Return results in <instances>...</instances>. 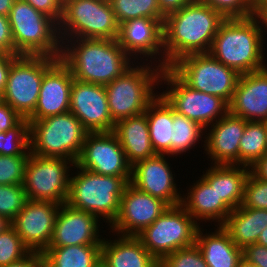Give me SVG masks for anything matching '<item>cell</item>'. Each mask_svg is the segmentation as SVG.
Listing matches in <instances>:
<instances>
[{
	"label": "cell",
	"mask_w": 267,
	"mask_h": 267,
	"mask_svg": "<svg viewBox=\"0 0 267 267\" xmlns=\"http://www.w3.org/2000/svg\"><path fill=\"white\" fill-rule=\"evenodd\" d=\"M226 18L202 0H192L165 16V68L190 54L208 53L220 25Z\"/></svg>",
	"instance_id": "cell-1"
},
{
	"label": "cell",
	"mask_w": 267,
	"mask_h": 267,
	"mask_svg": "<svg viewBox=\"0 0 267 267\" xmlns=\"http://www.w3.org/2000/svg\"><path fill=\"white\" fill-rule=\"evenodd\" d=\"M60 40V60L79 81L106 85L134 63L117 39Z\"/></svg>",
	"instance_id": "cell-2"
},
{
	"label": "cell",
	"mask_w": 267,
	"mask_h": 267,
	"mask_svg": "<svg viewBox=\"0 0 267 267\" xmlns=\"http://www.w3.org/2000/svg\"><path fill=\"white\" fill-rule=\"evenodd\" d=\"M265 50L260 22L253 15L246 18H226L208 53L243 75L267 67Z\"/></svg>",
	"instance_id": "cell-3"
},
{
	"label": "cell",
	"mask_w": 267,
	"mask_h": 267,
	"mask_svg": "<svg viewBox=\"0 0 267 267\" xmlns=\"http://www.w3.org/2000/svg\"><path fill=\"white\" fill-rule=\"evenodd\" d=\"M162 69L154 63L143 61L136 65L134 62L119 77L104 85L109 112L115 123L147 110L149 104L160 94L155 90L159 89Z\"/></svg>",
	"instance_id": "cell-4"
},
{
	"label": "cell",
	"mask_w": 267,
	"mask_h": 267,
	"mask_svg": "<svg viewBox=\"0 0 267 267\" xmlns=\"http://www.w3.org/2000/svg\"><path fill=\"white\" fill-rule=\"evenodd\" d=\"M74 169L77 173L70 177L66 203L97 216L110 226L119 213L120 199L129 182L124 177L96 174L76 164Z\"/></svg>",
	"instance_id": "cell-5"
},
{
	"label": "cell",
	"mask_w": 267,
	"mask_h": 267,
	"mask_svg": "<svg viewBox=\"0 0 267 267\" xmlns=\"http://www.w3.org/2000/svg\"><path fill=\"white\" fill-rule=\"evenodd\" d=\"M14 55L61 56L58 24L24 0H14L8 15Z\"/></svg>",
	"instance_id": "cell-6"
},
{
	"label": "cell",
	"mask_w": 267,
	"mask_h": 267,
	"mask_svg": "<svg viewBox=\"0 0 267 267\" xmlns=\"http://www.w3.org/2000/svg\"><path fill=\"white\" fill-rule=\"evenodd\" d=\"M88 131L70 111L29 121L30 153L76 163Z\"/></svg>",
	"instance_id": "cell-7"
},
{
	"label": "cell",
	"mask_w": 267,
	"mask_h": 267,
	"mask_svg": "<svg viewBox=\"0 0 267 267\" xmlns=\"http://www.w3.org/2000/svg\"><path fill=\"white\" fill-rule=\"evenodd\" d=\"M60 39H117L119 25L109 0H63Z\"/></svg>",
	"instance_id": "cell-8"
},
{
	"label": "cell",
	"mask_w": 267,
	"mask_h": 267,
	"mask_svg": "<svg viewBox=\"0 0 267 267\" xmlns=\"http://www.w3.org/2000/svg\"><path fill=\"white\" fill-rule=\"evenodd\" d=\"M200 226L182 205H177L168 207L136 237L157 260H161L169 253L194 245Z\"/></svg>",
	"instance_id": "cell-9"
},
{
	"label": "cell",
	"mask_w": 267,
	"mask_h": 267,
	"mask_svg": "<svg viewBox=\"0 0 267 267\" xmlns=\"http://www.w3.org/2000/svg\"><path fill=\"white\" fill-rule=\"evenodd\" d=\"M58 59L43 55H19L10 66L3 101L27 119L36 108L44 73Z\"/></svg>",
	"instance_id": "cell-10"
},
{
	"label": "cell",
	"mask_w": 267,
	"mask_h": 267,
	"mask_svg": "<svg viewBox=\"0 0 267 267\" xmlns=\"http://www.w3.org/2000/svg\"><path fill=\"white\" fill-rule=\"evenodd\" d=\"M170 68L192 89L220 97L227 104L240 76L209 53L186 55Z\"/></svg>",
	"instance_id": "cell-11"
},
{
	"label": "cell",
	"mask_w": 267,
	"mask_h": 267,
	"mask_svg": "<svg viewBox=\"0 0 267 267\" xmlns=\"http://www.w3.org/2000/svg\"><path fill=\"white\" fill-rule=\"evenodd\" d=\"M163 83L167 89L160 94L174 111L205 129L228 112V104L222 98L192 89L171 68L162 69L160 87Z\"/></svg>",
	"instance_id": "cell-12"
},
{
	"label": "cell",
	"mask_w": 267,
	"mask_h": 267,
	"mask_svg": "<svg viewBox=\"0 0 267 267\" xmlns=\"http://www.w3.org/2000/svg\"><path fill=\"white\" fill-rule=\"evenodd\" d=\"M74 166L75 162L71 160L30 153L23 182L28 200L51 201L60 205L66 203L73 174L70 171Z\"/></svg>",
	"instance_id": "cell-13"
},
{
	"label": "cell",
	"mask_w": 267,
	"mask_h": 267,
	"mask_svg": "<svg viewBox=\"0 0 267 267\" xmlns=\"http://www.w3.org/2000/svg\"><path fill=\"white\" fill-rule=\"evenodd\" d=\"M75 164L96 174L124 177L129 183L131 181L132 166L113 131L88 132Z\"/></svg>",
	"instance_id": "cell-14"
},
{
	"label": "cell",
	"mask_w": 267,
	"mask_h": 267,
	"mask_svg": "<svg viewBox=\"0 0 267 267\" xmlns=\"http://www.w3.org/2000/svg\"><path fill=\"white\" fill-rule=\"evenodd\" d=\"M164 20L141 17L119 25L117 41L134 62L149 61L165 68Z\"/></svg>",
	"instance_id": "cell-15"
},
{
	"label": "cell",
	"mask_w": 267,
	"mask_h": 267,
	"mask_svg": "<svg viewBox=\"0 0 267 267\" xmlns=\"http://www.w3.org/2000/svg\"><path fill=\"white\" fill-rule=\"evenodd\" d=\"M169 206L162 200L136 189L130 183L120 199L119 213L108 227L116 235L136 236L151 225Z\"/></svg>",
	"instance_id": "cell-16"
},
{
	"label": "cell",
	"mask_w": 267,
	"mask_h": 267,
	"mask_svg": "<svg viewBox=\"0 0 267 267\" xmlns=\"http://www.w3.org/2000/svg\"><path fill=\"white\" fill-rule=\"evenodd\" d=\"M167 156L156 154L135 163L131 168L130 184L172 207L182 204V192L177 188Z\"/></svg>",
	"instance_id": "cell-17"
},
{
	"label": "cell",
	"mask_w": 267,
	"mask_h": 267,
	"mask_svg": "<svg viewBox=\"0 0 267 267\" xmlns=\"http://www.w3.org/2000/svg\"><path fill=\"white\" fill-rule=\"evenodd\" d=\"M60 204L28 200L11 221L12 227L31 252L43 253L49 246Z\"/></svg>",
	"instance_id": "cell-18"
},
{
	"label": "cell",
	"mask_w": 267,
	"mask_h": 267,
	"mask_svg": "<svg viewBox=\"0 0 267 267\" xmlns=\"http://www.w3.org/2000/svg\"><path fill=\"white\" fill-rule=\"evenodd\" d=\"M88 132H111L112 120L104 85L74 79L70 91V110Z\"/></svg>",
	"instance_id": "cell-19"
},
{
	"label": "cell",
	"mask_w": 267,
	"mask_h": 267,
	"mask_svg": "<svg viewBox=\"0 0 267 267\" xmlns=\"http://www.w3.org/2000/svg\"><path fill=\"white\" fill-rule=\"evenodd\" d=\"M89 212L61 204L56 216L54 231L48 247L69 245H102L100 235L102 220Z\"/></svg>",
	"instance_id": "cell-20"
},
{
	"label": "cell",
	"mask_w": 267,
	"mask_h": 267,
	"mask_svg": "<svg viewBox=\"0 0 267 267\" xmlns=\"http://www.w3.org/2000/svg\"><path fill=\"white\" fill-rule=\"evenodd\" d=\"M246 123L242 117L227 112L205 129L202 148L211 164L239 165V145Z\"/></svg>",
	"instance_id": "cell-21"
},
{
	"label": "cell",
	"mask_w": 267,
	"mask_h": 267,
	"mask_svg": "<svg viewBox=\"0 0 267 267\" xmlns=\"http://www.w3.org/2000/svg\"><path fill=\"white\" fill-rule=\"evenodd\" d=\"M73 81L69 68L58 59L44 73L36 108L27 120L36 121L69 112Z\"/></svg>",
	"instance_id": "cell-22"
},
{
	"label": "cell",
	"mask_w": 267,
	"mask_h": 267,
	"mask_svg": "<svg viewBox=\"0 0 267 267\" xmlns=\"http://www.w3.org/2000/svg\"><path fill=\"white\" fill-rule=\"evenodd\" d=\"M228 112L247 121H267V67L239 76Z\"/></svg>",
	"instance_id": "cell-23"
},
{
	"label": "cell",
	"mask_w": 267,
	"mask_h": 267,
	"mask_svg": "<svg viewBox=\"0 0 267 267\" xmlns=\"http://www.w3.org/2000/svg\"><path fill=\"white\" fill-rule=\"evenodd\" d=\"M193 185L188 187L187 195H182V206L193 217L202 224L215 222L222 225L231 213V209L222 201L213 188L202 176L198 177ZM212 220V221H211Z\"/></svg>",
	"instance_id": "cell-24"
},
{
	"label": "cell",
	"mask_w": 267,
	"mask_h": 267,
	"mask_svg": "<svg viewBox=\"0 0 267 267\" xmlns=\"http://www.w3.org/2000/svg\"><path fill=\"white\" fill-rule=\"evenodd\" d=\"M113 132L117 136L131 166L138 161L156 155L150 140L145 112L117 121Z\"/></svg>",
	"instance_id": "cell-25"
},
{
	"label": "cell",
	"mask_w": 267,
	"mask_h": 267,
	"mask_svg": "<svg viewBox=\"0 0 267 267\" xmlns=\"http://www.w3.org/2000/svg\"><path fill=\"white\" fill-rule=\"evenodd\" d=\"M103 238L101 264L104 267H150L157 259L142 245L136 236Z\"/></svg>",
	"instance_id": "cell-26"
},
{
	"label": "cell",
	"mask_w": 267,
	"mask_h": 267,
	"mask_svg": "<svg viewBox=\"0 0 267 267\" xmlns=\"http://www.w3.org/2000/svg\"><path fill=\"white\" fill-rule=\"evenodd\" d=\"M202 177L216 190L218 196L234 210L243 202L245 182L250 167L245 165L211 164Z\"/></svg>",
	"instance_id": "cell-27"
},
{
	"label": "cell",
	"mask_w": 267,
	"mask_h": 267,
	"mask_svg": "<svg viewBox=\"0 0 267 267\" xmlns=\"http://www.w3.org/2000/svg\"><path fill=\"white\" fill-rule=\"evenodd\" d=\"M214 232H204L200 226L195 244L200 249L208 267H237L243 257V249L230 238L222 225H216Z\"/></svg>",
	"instance_id": "cell-28"
},
{
	"label": "cell",
	"mask_w": 267,
	"mask_h": 267,
	"mask_svg": "<svg viewBox=\"0 0 267 267\" xmlns=\"http://www.w3.org/2000/svg\"><path fill=\"white\" fill-rule=\"evenodd\" d=\"M267 226V209L246 208L240 205L232 210L222 227L241 249L255 244Z\"/></svg>",
	"instance_id": "cell-29"
},
{
	"label": "cell",
	"mask_w": 267,
	"mask_h": 267,
	"mask_svg": "<svg viewBox=\"0 0 267 267\" xmlns=\"http://www.w3.org/2000/svg\"><path fill=\"white\" fill-rule=\"evenodd\" d=\"M149 135L155 154L171 156L173 140V107L159 94L145 111Z\"/></svg>",
	"instance_id": "cell-30"
},
{
	"label": "cell",
	"mask_w": 267,
	"mask_h": 267,
	"mask_svg": "<svg viewBox=\"0 0 267 267\" xmlns=\"http://www.w3.org/2000/svg\"><path fill=\"white\" fill-rule=\"evenodd\" d=\"M43 267H98L101 245L48 247L43 253Z\"/></svg>",
	"instance_id": "cell-31"
},
{
	"label": "cell",
	"mask_w": 267,
	"mask_h": 267,
	"mask_svg": "<svg viewBox=\"0 0 267 267\" xmlns=\"http://www.w3.org/2000/svg\"><path fill=\"white\" fill-rule=\"evenodd\" d=\"M173 140H171V156L186 154L195 145L205 142V128L188 119L173 109ZM203 139V140H202ZM199 142V143H198Z\"/></svg>",
	"instance_id": "cell-32"
},
{
	"label": "cell",
	"mask_w": 267,
	"mask_h": 267,
	"mask_svg": "<svg viewBox=\"0 0 267 267\" xmlns=\"http://www.w3.org/2000/svg\"><path fill=\"white\" fill-rule=\"evenodd\" d=\"M267 153L265 121H247L239 145V165L251 167Z\"/></svg>",
	"instance_id": "cell-33"
},
{
	"label": "cell",
	"mask_w": 267,
	"mask_h": 267,
	"mask_svg": "<svg viewBox=\"0 0 267 267\" xmlns=\"http://www.w3.org/2000/svg\"><path fill=\"white\" fill-rule=\"evenodd\" d=\"M109 2L118 25L141 17L165 19L158 0H109Z\"/></svg>",
	"instance_id": "cell-34"
},
{
	"label": "cell",
	"mask_w": 267,
	"mask_h": 267,
	"mask_svg": "<svg viewBox=\"0 0 267 267\" xmlns=\"http://www.w3.org/2000/svg\"><path fill=\"white\" fill-rule=\"evenodd\" d=\"M0 155H30L29 121L26 118L15 127L0 133Z\"/></svg>",
	"instance_id": "cell-35"
},
{
	"label": "cell",
	"mask_w": 267,
	"mask_h": 267,
	"mask_svg": "<svg viewBox=\"0 0 267 267\" xmlns=\"http://www.w3.org/2000/svg\"><path fill=\"white\" fill-rule=\"evenodd\" d=\"M28 201L23 184L0 185V215L12 221Z\"/></svg>",
	"instance_id": "cell-36"
},
{
	"label": "cell",
	"mask_w": 267,
	"mask_h": 267,
	"mask_svg": "<svg viewBox=\"0 0 267 267\" xmlns=\"http://www.w3.org/2000/svg\"><path fill=\"white\" fill-rule=\"evenodd\" d=\"M30 252L12 226L0 234V267L18 262Z\"/></svg>",
	"instance_id": "cell-37"
},
{
	"label": "cell",
	"mask_w": 267,
	"mask_h": 267,
	"mask_svg": "<svg viewBox=\"0 0 267 267\" xmlns=\"http://www.w3.org/2000/svg\"><path fill=\"white\" fill-rule=\"evenodd\" d=\"M28 157L0 155V185L23 184Z\"/></svg>",
	"instance_id": "cell-38"
},
{
	"label": "cell",
	"mask_w": 267,
	"mask_h": 267,
	"mask_svg": "<svg viewBox=\"0 0 267 267\" xmlns=\"http://www.w3.org/2000/svg\"><path fill=\"white\" fill-rule=\"evenodd\" d=\"M161 262L165 267H208L196 244L167 254Z\"/></svg>",
	"instance_id": "cell-39"
},
{
	"label": "cell",
	"mask_w": 267,
	"mask_h": 267,
	"mask_svg": "<svg viewBox=\"0 0 267 267\" xmlns=\"http://www.w3.org/2000/svg\"><path fill=\"white\" fill-rule=\"evenodd\" d=\"M242 206L246 208L267 209V182L248 175Z\"/></svg>",
	"instance_id": "cell-40"
},
{
	"label": "cell",
	"mask_w": 267,
	"mask_h": 267,
	"mask_svg": "<svg viewBox=\"0 0 267 267\" xmlns=\"http://www.w3.org/2000/svg\"><path fill=\"white\" fill-rule=\"evenodd\" d=\"M220 12L225 18H246L255 15V9L248 0H202Z\"/></svg>",
	"instance_id": "cell-41"
},
{
	"label": "cell",
	"mask_w": 267,
	"mask_h": 267,
	"mask_svg": "<svg viewBox=\"0 0 267 267\" xmlns=\"http://www.w3.org/2000/svg\"><path fill=\"white\" fill-rule=\"evenodd\" d=\"M37 11L52 18L57 24L63 15V0H24Z\"/></svg>",
	"instance_id": "cell-42"
},
{
	"label": "cell",
	"mask_w": 267,
	"mask_h": 267,
	"mask_svg": "<svg viewBox=\"0 0 267 267\" xmlns=\"http://www.w3.org/2000/svg\"><path fill=\"white\" fill-rule=\"evenodd\" d=\"M243 257L256 267H267V247L257 243L247 245L243 249Z\"/></svg>",
	"instance_id": "cell-43"
},
{
	"label": "cell",
	"mask_w": 267,
	"mask_h": 267,
	"mask_svg": "<svg viewBox=\"0 0 267 267\" xmlns=\"http://www.w3.org/2000/svg\"><path fill=\"white\" fill-rule=\"evenodd\" d=\"M0 53L14 55V41L9 19L0 15Z\"/></svg>",
	"instance_id": "cell-44"
},
{
	"label": "cell",
	"mask_w": 267,
	"mask_h": 267,
	"mask_svg": "<svg viewBox=\"0 0 267 267\" xmlns=\"http://www.w3.org/2000/svg\"><path fill=\"white\" fill-rule=\"evenodd\" d=\"M23 118L6 102L0 103V130L6 132L15 127Z\"/></svg>",
	"instance_id": "cell-45"
},
{
	"label": "cell",
	"mask_w": 267,
	"mask_h": 267,
	"mask_svg": "<svg viewBox=\"0 0 267 267\" xmlns=\"http://www.w3.org/2000/svg\"><path fill=\"white\" fill-rule=\"evenodd\" d=\"M19 55L0 53V92L3 94L12 62Z\"/></svg>",
	"instance_id": "cell-46"
},
{
	"label": "cell",
	"mask_w": 267,
	"mask_h": 267,
	"mask_svg": "<svg viewBox=\"0 0 267 267\" xmlns=\"http://www.w3.org/2000/svg\"><path fill=\"white\" fill-rule=\"evenodd\" d=\"M2 267H43L42 253L30 252L22 260Z\"/></svg>",
	"instance_id": "cell-47"
},
{
	"label": "cell",
	"mask_w": 267,
	"mask_h": 267,
	"mask_svg": "<svg viewBox=\"0 0 267 267\" xmlns=\"http://www.w3.org/2000/svg\"><path fill=\"white\" fill-rule=\"evenodd\" d=\"M250 173L257 179L267 182V153L250 167Z\"/></svg>",
	"instance_id": "cell-48"
},
{
	"label": "cell",
	"mask_w": 267,
	"mask_h": 267,
	"mask_svg": "<svg viewBox=\"0 0 267 267\" xmlns=\"http://www.w3.org/2000/svg\"><path fill=\"white\" fill-rule=\"evenodd\" d=\"M192 0H158L161 12L166 16L171 12L180 10Z\"/></svg>",
	"instance_id": "cell-49"
},
{
	"label": "cell",
	"mask_w": 267,
	"mask_h": 267,
	"mask_svg": "<svg viewBox=\"0 0 267 267\" xmlns=\"http://www.w3.org/2000/svg\"><path fill=\"white\" fill-rule=\"evenodd\" d=\"M255 16L260 22L264 44L266 45L267 38V0L262 2L257 8H255ZM266 28V29H265Z\"/></svg>",
	"instance_id": "cell-50"
},
{
	"label": "cell",
	"mask_w": 267,
	"mask_h": 267,
	"mask_svg": "<svg viewBox=\"0 0 267 267\" xmlns=\"http://www.w3.org/2000/svg\"><path fill=\"white\" fill-rule=\"evenodd\" d=\"M14 0H0V15L8 17Z\"/></svg>",
	"instance_id": "cell-51"
},
{
	"label": "cell",
	"mask_w": 267,
	"mask_h": 267,
	"mask_svg": "<svg viewBox=\"0 0 267 267\" xmlns=\"http://www.w3.org/2000/svg\"><path fill=\"white\" fill-rule=\"evenodd\" d=\"M11 226V221L7 217L0 215V234L5 232Z\"/></svg>",
	"instance_id": "cell-52"
},
{
	"label": "cell",
	"mask_w": 267,
	"mask_h": 267,
	"mask_svg": "<svg viewBox=\"0 0 267 267\" xmlns=\"http://www.w3.org/2000/svg\"><path fill=\"white\" fill-rule=\"evenodd\" d=\"M259 245L267 247V226L266 228L261 232V234L258 237V241L256 242Z\"/></svg>",
	"instance_id": "cell-53"
},
{
	"label": "cell",
	"mask_w": 267,
	"mask_h": 267,
	"mask_svg": "<svg viewBox=\"0 0 267 267\" xmlns=\"http://www.w3.org/2000/svg\"><path fill=\"white\" fill-rule=\"evenodd\" d=\"M237 267H256L253 263L249 262L247 259L242 257L237 265Z\"/></svg>",
	"instance_id": "cell-54"
},
{
	"label": "cell",
	"mask_w": 267,
	"mask_h": 267,
	"mask_svg": "<svg viewBox=\"0 0 267 267\" xmlns=\"http://www.w3.org/2000/svg\"><path fill=\"white\" fill-rule=\"evenodd\" d=\"M252 7L255 9L257 8L262 2L266 0H248Z\"/></svg>",
	"instance_id": "cell-55"
},
{
	"label": "cell",
	"mask_w": 267,
	"mask_h": 267,
	"mask_svg": "<svg viewBox=\"0 0 267 267\" xmlns=\"http://www.w3.org/2000/svg\"><path fill=\"white\" fill-rule=\"evenodd\" d=\"M150 267H165V265L161 262V260H157Z\"/></svg>",
	"instance_id": "cell-56"
},
{
	"label": "cell",
	"mask_w": 267,
	"mask_h": 267,
	"mask_svg": "<svg viewBox=\"0 0 267 267\" xmlns=\"http://www.w3.org/2000/svg\"><path fill=\"white\" fill-rule=\"evenodd\" d=\"M265 129H266V142H267V121H265Z\"/></svg>",
	"instance_id": "cell-57"
},
{
	"label": "cell",
	"mask_w": 267,
	"mask_h": 267,
	"mask_svg": "<svg viewBox=\"0 0 267 267\" xmlns=\"http://www.w3.org/2000/svg\"><path fill=\"white\" fill-rule=\"evenodd\" d=\"M3 102V94L0 92V103Z\"/></svg>",
	"instance_id": "cell-58"
}]
</instances>
